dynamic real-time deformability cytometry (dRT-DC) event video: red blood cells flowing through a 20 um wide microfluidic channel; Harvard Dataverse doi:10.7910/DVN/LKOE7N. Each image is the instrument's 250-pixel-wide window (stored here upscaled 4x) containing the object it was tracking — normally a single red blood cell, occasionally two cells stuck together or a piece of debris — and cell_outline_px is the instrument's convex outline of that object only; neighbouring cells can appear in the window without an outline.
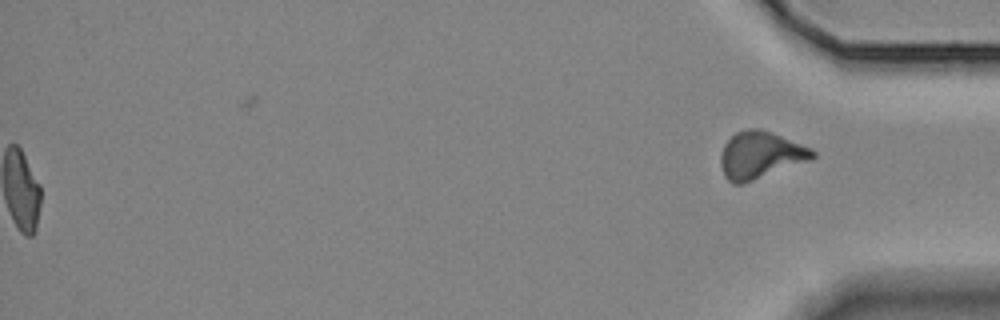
{"species": "Egyptian fruit bat (a non-hibernating species)", "species_latin": "Rousettus aegyptiacus", "temperature_condition": "room temperature", "stored_images_in_passage": 41, "segment_of_instrument_passage": [2, 2], "camera_frame_rate_fps": 3000, "um_per_image_px": 0.085, "animal": {"sex": "female"}, "frame": {"image": 1, "passage_image": 41, "time_ms": 13.333, "image_size_px": [1000, 320], "cell_outline_px": [[816, 156], [812, 160], [740, 184], [732, 184], [724, 176], [720, 164], [720, 156], [724, 144], [736, 132], [752, 128], [760, 128], [772, 132], [812, 148], [816, 152]], "centroid_in_image_um": [64.64, 13.17], "position_along_channel_um": 370.6, "area_um2": 25.2}}